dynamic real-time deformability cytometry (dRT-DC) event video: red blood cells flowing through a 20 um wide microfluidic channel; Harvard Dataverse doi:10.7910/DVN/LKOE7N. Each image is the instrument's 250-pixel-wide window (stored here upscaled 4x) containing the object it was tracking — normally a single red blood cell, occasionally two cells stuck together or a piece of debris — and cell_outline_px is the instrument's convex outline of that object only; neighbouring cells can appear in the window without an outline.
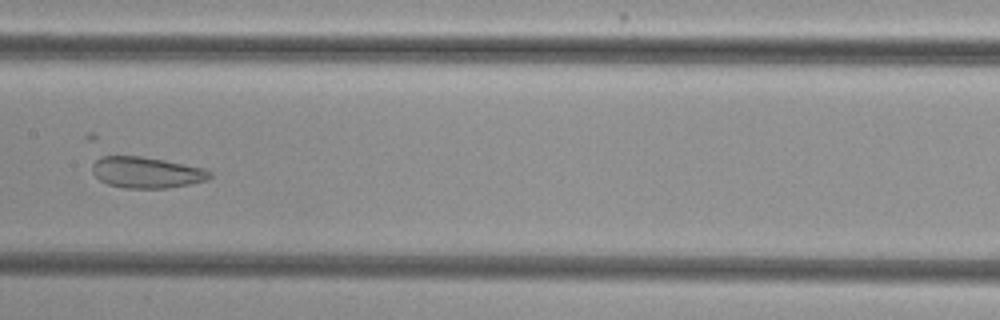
{"species": "common noctule bat (a hibernating species)", "species_latin": "Nyctalus noctula", "temperature_condition": "cold", "stored_images_in_passage": 7, "camera_frame_rate_fps": 3000, "um_per_image_px": 0.085, "animal": {"sex": "female", "body_mass_g": 29.2, "forearm_length_mm": 56.3}, "frame": {"image": 1, "passage_image": 4, "time_ms": 3.667, "image_size_px": [1000, 320], "cell_outline_px": [[212, 176], [208, 180], [188, 184], [164, 188], [124, 188], [108, 184], [100, 180], [92, 172], [92, 164], [100, 156], [140, 156], [164, 160], [204, 168], [212, 172]], "centroid_in_image_um": [12.45, 14.65], "position_along_channel_um": 195.0, "area_um2": 21.27}}
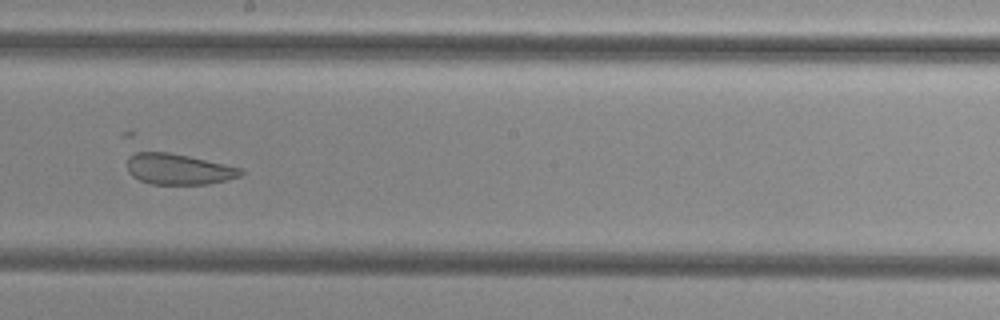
{"frame": {"image": 2, "passage_image": 5, "time_ms": 4.667, "image_size_px": [1000, 320], "cell_outline_px": [[244, 172], [240, 176], [208, 184], [152, 184], [140, 180], [132, 176], [128, 172], [128, 156], [136, 148], [140, 148], [168, 152], [188, 156], [244, 168]], "centroid_in_image_um": [15.09, 14.33], "position_along_channel_um": 233.1, "area_um2": 20.98}}